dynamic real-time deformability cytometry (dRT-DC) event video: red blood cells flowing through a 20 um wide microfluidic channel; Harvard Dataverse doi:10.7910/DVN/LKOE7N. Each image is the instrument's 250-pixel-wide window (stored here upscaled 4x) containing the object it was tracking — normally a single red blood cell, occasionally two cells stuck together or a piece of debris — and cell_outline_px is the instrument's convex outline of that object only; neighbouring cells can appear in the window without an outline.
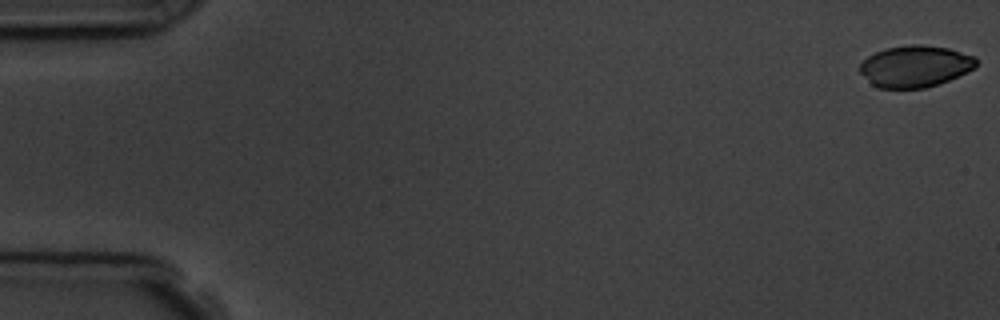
{"species": "common noctule bat (a hibernating species)", "species_latin": "Nyctalus noctula", "temperature_condition": "room temperature", "stored_images_in_passage": 5, "camera_frame_rate_fps": 3000, "um_per_image_px": 0.085, "animal": {"sex": "male", "body_mass_g": 19.5, "forearm_length_mm": 54.6}, "frame": {"image": 1, "passage_image": 1, "time_ms": 0.0, "image_size_px": [1000, 320], "cell_outline_px": [[976, 68], [948, 80], [924, 88], [880, 88], [872, 84], [860, 72], [860, 64], [868, 56], [876, 52], [888, 48], [912, 44], [920, 44], [948, 48], [976, 56]], "centroid_in_image_um": [77.8, 5.63], "position_along_channel_um": 7.2, "area_um2": 27.98}}